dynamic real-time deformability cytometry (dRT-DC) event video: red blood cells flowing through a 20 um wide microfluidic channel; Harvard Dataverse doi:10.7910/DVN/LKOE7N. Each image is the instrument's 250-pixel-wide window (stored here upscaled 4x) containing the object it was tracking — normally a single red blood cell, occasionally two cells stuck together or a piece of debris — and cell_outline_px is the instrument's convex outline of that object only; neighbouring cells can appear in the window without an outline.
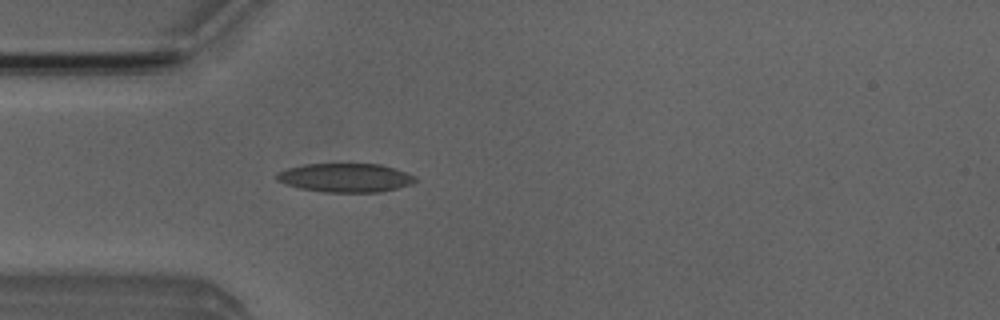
{"species": "Egyptian fruit bat (a non-hibernating species)", "species_latin": "Rousettus aegyptiacus", "temperature_condition": "room temperature", "stored_images_in_passage": 1, "camera_frame_rate_fps": 3000, "um_per_image_px": 0.085, "animal": {"sex": "male"}, "frame": {"image": 1, "passage_image": 1, "time_ms": 0.0, "image_size_px": [1000, 320], "cell_outline_px": [[416, 180], [412, 184], [380, 192], [324, 192], [300, 188], [284, 184], [276, 180], [276, 172], [288, 168], [304, 164], [380, 164], [416, 176]], "centroid_in_image_um": [29.31, 15.11], "position_along_channel_um": 55.7, "area_um2": 23.18}}